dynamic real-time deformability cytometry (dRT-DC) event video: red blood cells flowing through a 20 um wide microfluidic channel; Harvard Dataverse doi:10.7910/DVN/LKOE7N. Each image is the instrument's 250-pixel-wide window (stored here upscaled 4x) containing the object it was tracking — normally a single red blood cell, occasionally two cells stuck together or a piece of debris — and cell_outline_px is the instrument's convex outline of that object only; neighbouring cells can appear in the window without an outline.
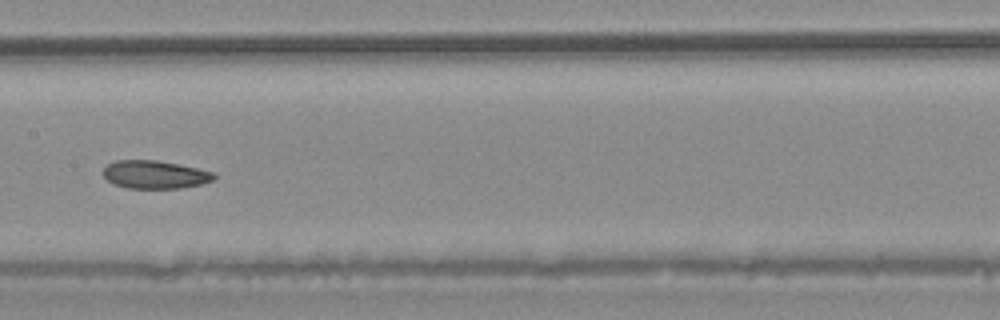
{"species": "common noctule bat (a hibernating species)", "species_latin": "Nyctalus noctula", "temperature_condition": "warm", "stored_images_in_passage": 30, "camera_frame_rate_fps": 3000, "um_per_image_px": 0.085, "animal": {"sex": "male", "body_mass_g": 20.4}, "frame": {"image": 1, "passage_image": 9, "time_ms": 2.667, "image_size_px": [1000, 320], "cell_outline_px": [[216, 176], [212, 180], [200, 184], [180, 188], [128, 188], [112, 184], [104, 176], [104, 168], [108, 164], [116, 160], [156, 160], [216, 172]], "centroid_in_image_um": [13.16, 14.84], "position_along_channel_um": 194.2, "area_um2": 17.98}}